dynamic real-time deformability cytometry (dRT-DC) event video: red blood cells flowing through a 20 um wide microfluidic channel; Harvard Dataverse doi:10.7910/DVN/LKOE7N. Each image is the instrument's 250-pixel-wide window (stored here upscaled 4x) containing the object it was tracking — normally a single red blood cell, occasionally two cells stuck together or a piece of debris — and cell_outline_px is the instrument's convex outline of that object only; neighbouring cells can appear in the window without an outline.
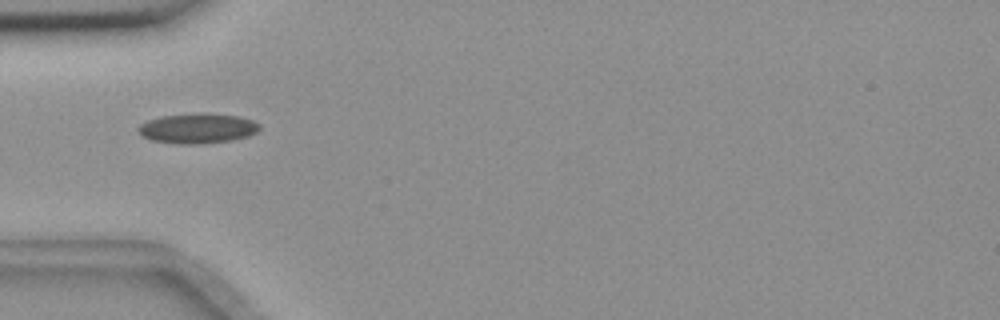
{"species": "common noctule bat (a hibernating species)", "species_latin": "Nyctalus noctula", "temperature_condition": "room temperature", "stored_images_in_passage": 39, "camera_frame_rate_fps": 3000, "um_per_image_px": 0.085, "animal": {"sex": "female", "body_mass_g": 18.4}, "frame": {"image": 1, "passage_image": 1, "time_ms": 0.0, "image_size_px": [1000, 320], "cell_outline_px": [[260, 128], [256, 132], [248, 136], [232, 140], [200, 144], [180, 144], [152, 140], [144, 136], [136, 128], [140, 124], [148, 120], [160, 116], [200, 112], [208, 112], [240, 116], [252, 120], [260, 124]], "centroid_in_image_um": [16.82, 10.89], "position_along_channel_um": 68.2, "area_um2": 21.44}}
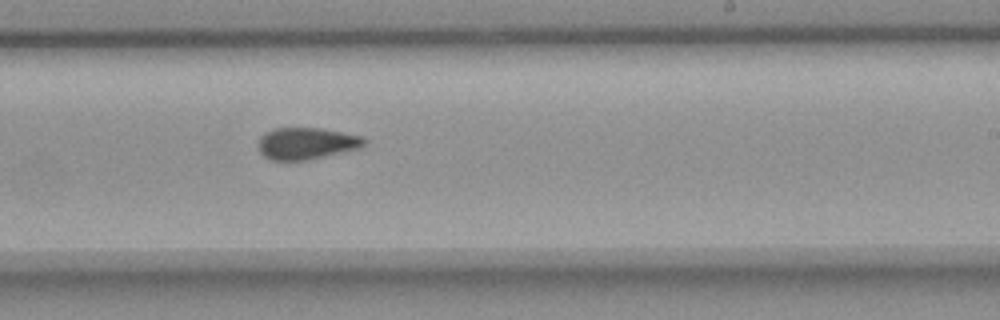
{"frame": {"image": 2, "passage_image": 17, "time_ms": 5.333, "image_size_px": [1000, 320], "cell_outline_px": [[368, 140], [360, 148], [308, 160], [272, 160], [264, 156], [260, 152], [256, 144], [260, 136], [264, 132], [272, 128], [320, 128], [364, 136]], "centroid_in_image_um": [26.03, 12.18], "position_along_channel_um": 263.0, "area_um2": 19.88}}
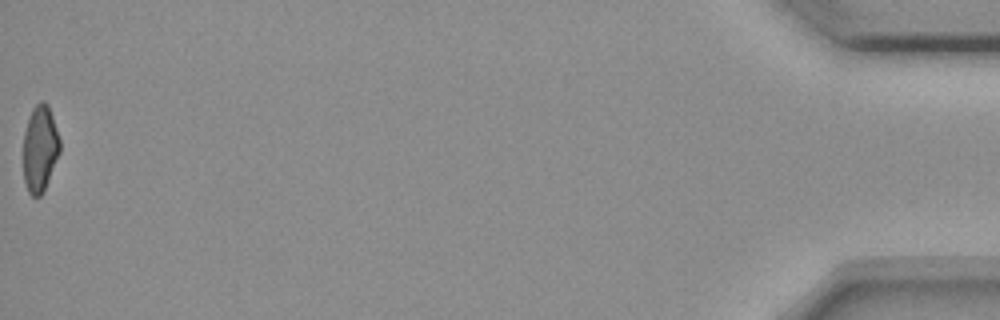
{"frame": {"image": 3, "passage_image": 39, "time_ms": 12.667, "image_size_px": [1000, 320], "cell_outline_px": [[60, 152], [44, 192], [40, 196], [32, 196], [28, 192], [24, 180], [24, 132], [32, 108], [40, 100], [44, 100], [48, 104], [60, 140]], "centroid_in_image_um": [3.4, 12.63], "position_along_channel_um": 431.8, "area_um2": 18.44}, "authors_computed_cell_mechanics": {"area_um2": 19.8254, "velocity_mm_per_s": 3.6672, "shape_relaxation_time_tau1_ms": null, "shape_relaxation_time_tau2_ms": 3.1284, "deformation_change_tau1": null, "deformation_change_tau2": 0.0662}}